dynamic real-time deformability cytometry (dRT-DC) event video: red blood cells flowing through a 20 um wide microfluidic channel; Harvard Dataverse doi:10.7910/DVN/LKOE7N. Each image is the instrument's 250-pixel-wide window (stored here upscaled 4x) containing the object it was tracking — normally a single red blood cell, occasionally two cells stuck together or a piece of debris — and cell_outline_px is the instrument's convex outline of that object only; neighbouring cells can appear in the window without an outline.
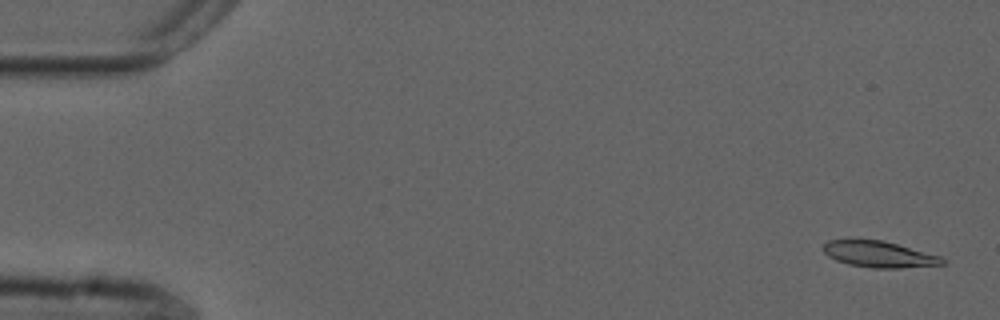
{"species": "common noctule bat (a hibernating species)", "species_latin": "Nyctalus noctula", "temperature_condition": "cold", "stored_images_in_passage": 54, "camera_frame_rate_fps": 3000, "um_per_image_px": 0.085, "animal": {"sex": "male", "forearm_length_mm": 52.5}, "frame": {"image": 1, "passage_image": 2, "time_ms": 0.333, "image_size_px": [1000, 320], "cell_outline_px": [[948, 264], [900, 268], [872, 268], [848, 264], [836, 260], [828, 256], [824, 252], [824, 244], [828, 240], [884, 240], [940, 256]], "centroid_in_image_um": [74.74, 21.62], "position_along_channel_um": 10.3, "area_um2": 18.09}}
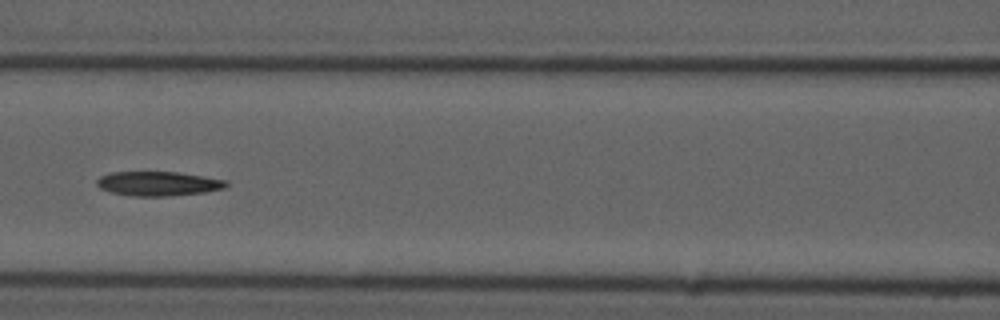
{"frame": {"image": 2, "passage_image": 24, "time_ms": 7.667, "image_size_px": [1000, 320], "cell_outline_px": [[228, 184], [224, 188], [204, 192], [164, 196], [132, 196], [112, 192], [100, 188], [96, 184], [96, 180], [100, 176], [112, 172], [176, 172], [224, 180]], "centroid_in_image_um": [13.38, 15.61], "position_along_channel_um": 153.2, "area_um2": 18.03}}
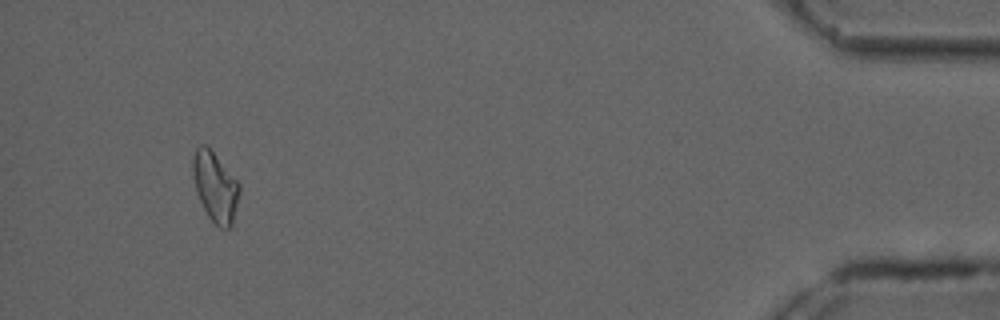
{"frame": {"image": 3, "passage_image": 51, "time_ms": 16.667, "image_size_px": [1000, 320], "cell_outline_px": [[240, 192], [232, 224], [228, 228], [220, 228], [208, 216], [196, 192], [192, 172], [192, 156], [196, 148], [200, 144], [204, 144], [212, 152], [240, 184]], "centroid_in_image_um": [18.28, 15.88], "position_along_channel_um": 416.9, "area_um2": 18.61}}